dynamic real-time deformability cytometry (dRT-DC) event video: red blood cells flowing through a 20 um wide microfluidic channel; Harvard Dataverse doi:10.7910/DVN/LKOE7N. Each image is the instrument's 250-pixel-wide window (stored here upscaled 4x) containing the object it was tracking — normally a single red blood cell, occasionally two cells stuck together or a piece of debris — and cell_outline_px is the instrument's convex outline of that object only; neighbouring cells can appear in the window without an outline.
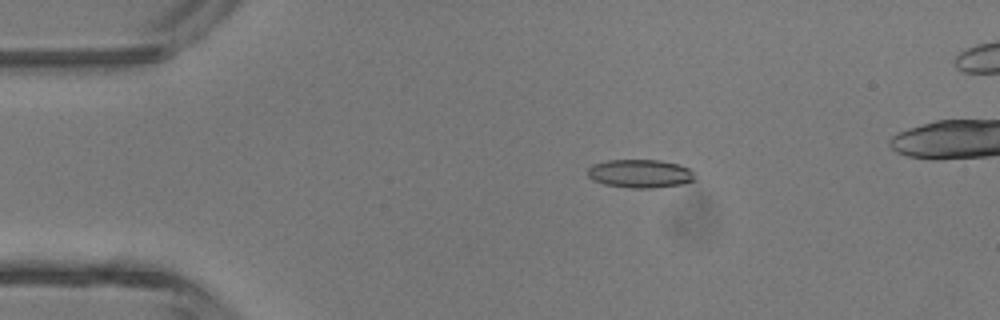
{"species": "common noctule bat (a hibernating species)", "species_latin": "Nyctalus noctula", "temperature_condition": "room temperature", "stored_images_in_passage": 39, "camera_frame_rate_fps": 3000, "um_per_image_px": 0.085, "animal": {"sex": "male", "body_mass_g": 13.3}, "frame": {"image": 1, "passage_image": 4, "time_ms": 1.0, "image_size_px": [1000, 320], "cell_outline_px": [[696, 180], [684, 184], [652, 188], [632, 188], [604, 184], [592, 180], [588, 176], [588, 168], [592, 164], [608, 160], [660, 160], [680, 164], [688, 168], [696, 176]], "centroid_in_image_um": [54.43, 14.76], "position_along_channel_um": 30.6, "area_um2": 17.92}}
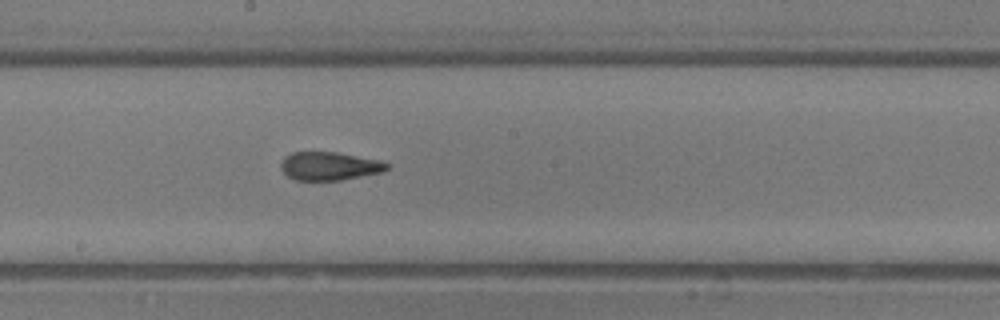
{"frame": {"image": 2, "passage_image": 20, "time_ms": 6.333, "image_size_px": [1000, 320], "cell_outline_px": [[392, 164], [384, 172], [340, 180], [296, 180], [288, 176], [280, 168], [280, 164], [284, 156], [292, 152], [336, 152], [380, 160]], "centroid_in_image_um": [28.02, 14.11], "position_along_channel_um": 220.2, "area_um2": 17.63}}
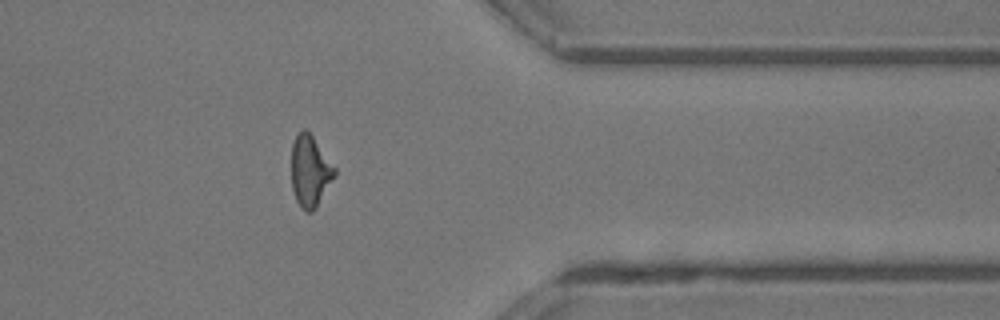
{"frame": {"image": 3, "passage_image": 32, "time_ms": 10.333, "image_size_px": [1000, 320], "cell_outline_px": [[336, 176], [316, 208], [312, 212], [304, 212], [300, 208], [296, 200], [292, 188], [292, 144], [296, 136], [304, 128], [312, 136], [336, 168]], "centroid_in_image_um": [26.37, 14.6], "position_along_channel_um": 385.0, "area_um2": 17.98}, "authors_computed_cell_mechanics": {"area_um2": 17.918, "velocity_mm_per_s": 4.4958, "shape_relaxation_time_tau1_ms": 7.5998, "shape_relaxation_time_tau2_ms": 1.4064, "deformation_change_tau1": 0.235, "deformation_change_tau2": 0.0993}}